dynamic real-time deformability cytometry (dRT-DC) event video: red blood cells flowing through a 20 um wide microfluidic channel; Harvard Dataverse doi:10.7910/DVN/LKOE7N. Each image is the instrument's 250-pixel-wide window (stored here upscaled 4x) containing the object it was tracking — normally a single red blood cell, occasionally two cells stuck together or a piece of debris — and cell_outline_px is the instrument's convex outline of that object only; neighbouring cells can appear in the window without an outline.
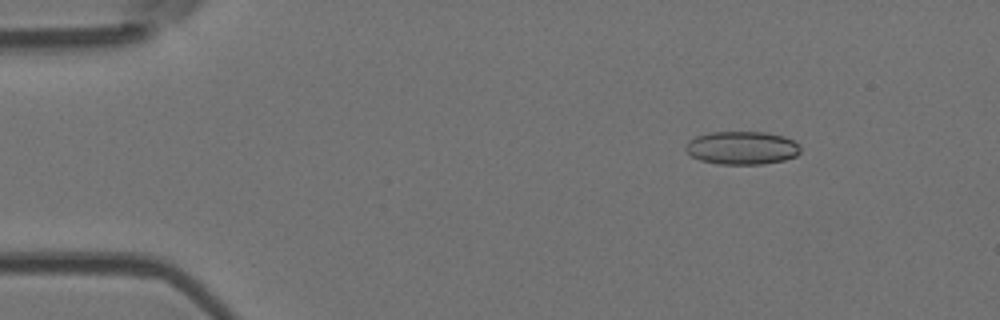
{"species": "Egyptian fruit bat (a non-hibernating species)", "species_latin": "Rousettus aegyptiacus", "temperature_condition": "room temperature", "stored_images_in_passage": 4, "camera_frame_rate_fps": 3000, "um_per_image_px": 0.085, "animal": {"sex": "female"}, "frame": {"image": 1, "passage_image": 2, "time_ms": 0.333, "image_size_px": [1000, 320], "cell_outline_px": [[800, 152], [796, 156], [784, 160], [760, 164], [720, 164], [700, 160], [692, 156], [684, 148], [688, 140], [696, 136], [708, 132], [764, 132], [784, 136], [792, 140], [800, 148]], "centroid_in_image_um": [63.04, 12.56], "position_along_channel_um": 22.0, "area_um2": 22.14}}